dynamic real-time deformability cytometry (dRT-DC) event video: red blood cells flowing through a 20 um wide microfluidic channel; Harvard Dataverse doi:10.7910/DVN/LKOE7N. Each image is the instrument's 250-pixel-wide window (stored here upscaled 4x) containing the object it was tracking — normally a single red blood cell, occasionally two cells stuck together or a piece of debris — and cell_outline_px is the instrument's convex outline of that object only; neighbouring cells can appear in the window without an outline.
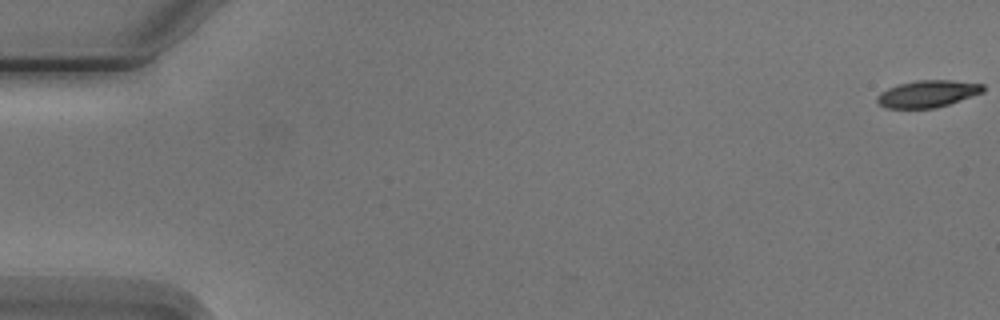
{"species": "Egyptian fruit bat (a non-hibernating species)", "species_latin": "Rousettus aegyptiacus", "temperature_condition": "cold", "stored_images_in_passage": 4, "camera_frame_rate_fps": 3000, "um_per_image_px": 0.085, "animal": {"sex": "male"}, "frame": {"image": 1, "passage_image": 1, "time_ms": 0.0, "image_size_px": [1000, 320], "cell_outline_px": [[984, 92], [936, 108], [884, 108], [876, 100], [876, 96], [880, 92], [888, 88], [900, 84], [916, 80], [952, 80], [984, 84]], "centroid_in_image_um": [78.84, 7.97], "position_along_channel_um": 6.2, "area_um2": 16.65}}